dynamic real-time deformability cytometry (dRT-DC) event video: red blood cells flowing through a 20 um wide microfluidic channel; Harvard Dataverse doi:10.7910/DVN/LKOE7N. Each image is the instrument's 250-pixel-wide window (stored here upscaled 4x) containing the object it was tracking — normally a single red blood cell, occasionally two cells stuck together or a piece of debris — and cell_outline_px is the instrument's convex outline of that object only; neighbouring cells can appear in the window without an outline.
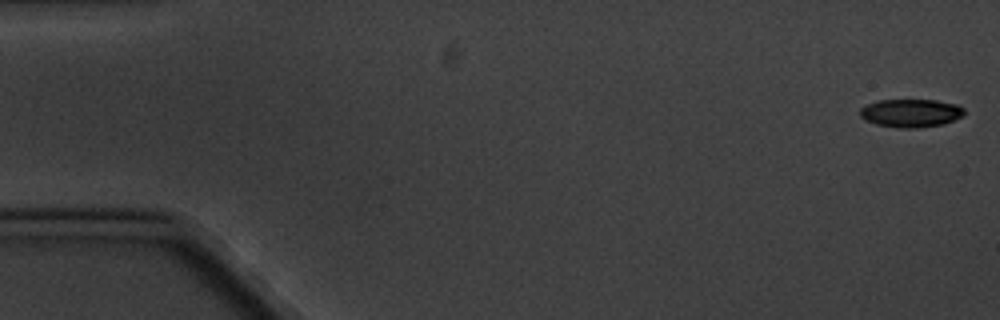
{"species": "common noctule bat (a hibernating species)", "species_latin": "Nyctalus noctula", "temperature_condition": "cold", "stored_images_in_passage": 7, "camera_frame_rate_fps": 3000, "um_per_image_px": 0.085, "animal": {"sex": "male", "body_mass_g": 20.1, "forearm_length_mm": 53.5}, "frame": {"image": 1, "passage_image": 1, "time_ms": 0.0, "image_size_px": [1000, 320], "cell_outline_px": [[964, 116], [944, 124], [916, 128], [900, 128], [876, 124], [864, 120], [860, 116], [860, 108], [868, 104], [880, 100], [936, 100], [960, 104], [964, 108]], "centroid_in_image_um": [77.46, 9.61], "position_along_channel_um": 7.5, "area_um2": 17.28}}
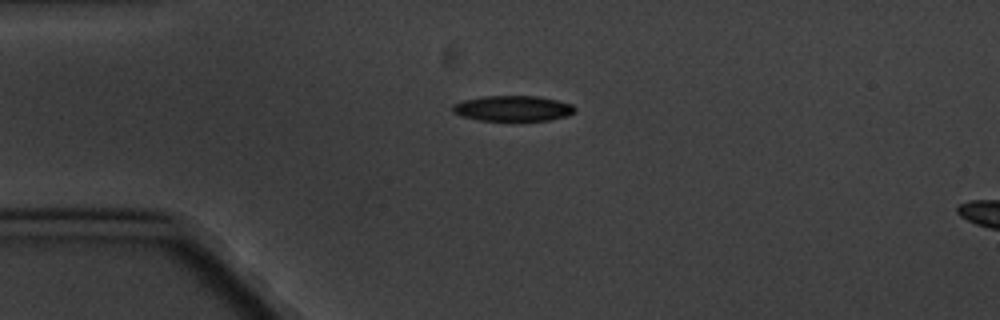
{"frame": {"image": 2, "passage_image": 5, "time_ms": 4.333, "image_size_px": [1000, 320], "cell_outline_px": [[576, 112], [568, 116], [548, 120], [512, 124], [480, 120], [460, 116], [452, 112], [452, 104], [464, 100], [484, 96], [540, 96], [572, 104], [576, 108]], "centroid_in_image_um": [43.6, 9.26], "position_along_channel_um": 41.4, "area_um2": 19.19}}